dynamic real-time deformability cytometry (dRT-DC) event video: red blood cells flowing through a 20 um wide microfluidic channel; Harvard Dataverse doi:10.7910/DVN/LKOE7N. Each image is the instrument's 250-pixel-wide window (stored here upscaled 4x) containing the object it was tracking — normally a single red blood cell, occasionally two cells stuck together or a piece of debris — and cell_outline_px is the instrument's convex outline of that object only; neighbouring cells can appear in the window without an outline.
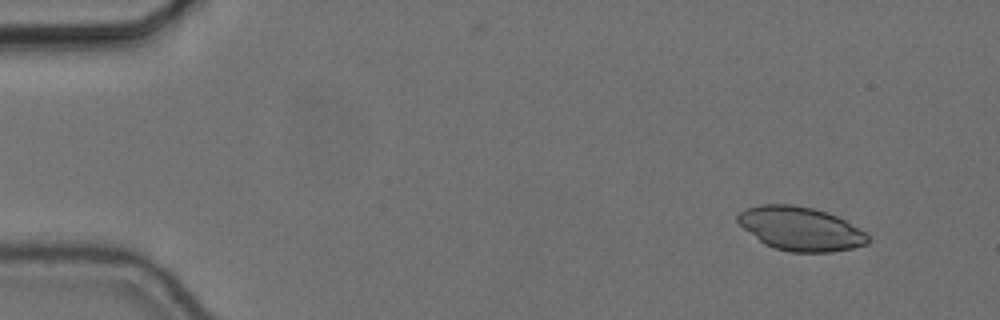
{"species": "common noctule bat (a hibernating species)", "species_latin": "Nyctalus noctula", "temperature_condition": "cold", "stored_images_in_passage": 12, "camera_frame_rate_fps": 3000, "um_per_image_px": 0.085, "animal": {"sex": "female", "body_mass_g": 24.6, "forearm_length_mm": 56.2}, "frame": {"image": 1, "passage_image": 2, "time_ms": 0.333, "image_size_px": [1000, 320], "cell_outline_px": [[868, 244], [852, 248], [832, 252], [792, 252], [776, 248], [764, 244], [744, 228], [736, 220], [736, 216], [744, 208], [760, 204], [792, 204], [812, 208], [828, 212], [844, 220], [864, 232], [868, 236]], "centroid_in_image_um": [68.01, 19.43], "position_along_channel_um": 17.0, "area_um2": 33.0}}